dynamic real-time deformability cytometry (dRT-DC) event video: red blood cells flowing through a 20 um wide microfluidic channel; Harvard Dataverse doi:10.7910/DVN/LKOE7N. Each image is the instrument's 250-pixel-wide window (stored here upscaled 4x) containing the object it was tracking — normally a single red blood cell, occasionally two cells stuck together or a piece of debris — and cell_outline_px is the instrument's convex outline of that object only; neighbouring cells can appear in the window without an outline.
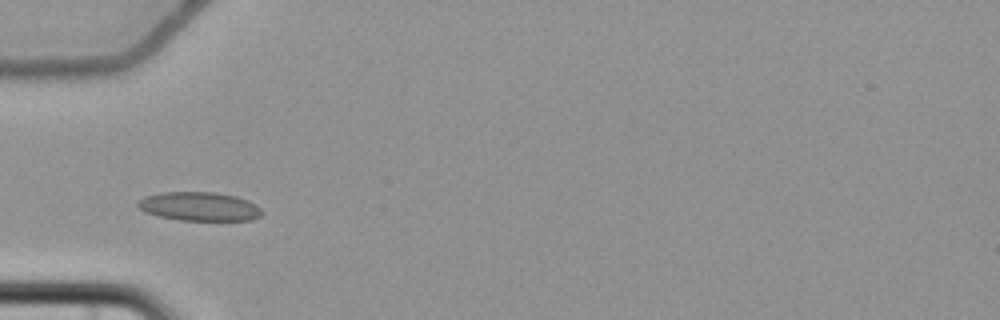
{"species": "common noctule bat (a hibernating species)", "species_latin": "Nyctalus noctula", "temperature_condition": "cold", "stored_images_in_passage": 5, "camera_frame_rate_fps": 3000, "um_per_image_px": 0.085, "animal": {"sex": "female", "body_mass_g": 22.7, "forearm_length_mm": 54.2}, "frame": {"image": 1, "passage_image": 4, "time_ms": 3.667, "image_size_px": [1000, 320], "cell_outline_px": [[264, 212], [260, 216], [252, 220], [180, 220], [160, 216], [144, 212], [136, 204], [144, 196], [160, 192], [216, 192], [236, 196], [248, 200], [260, 208]], "centroid_in_image_um": [16.95, 17.54], "position_along_channel_um": 68.0, "area_um2": 20.87}}
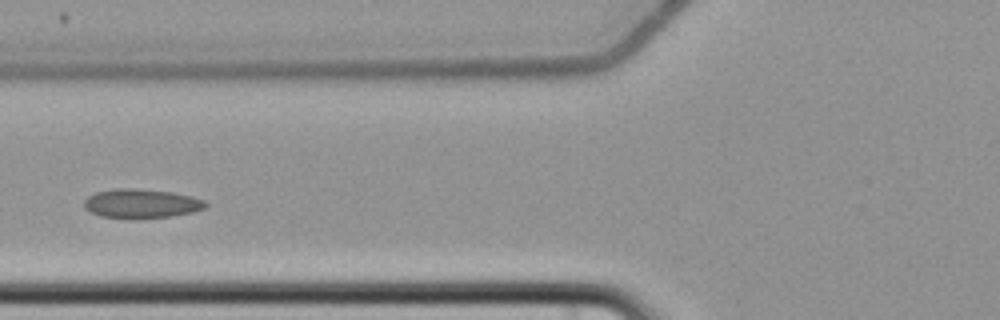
{"frame": {"image": 2, "passage_image": 5, "time_ms": 5.0, "image_size_px": [1000, 320], "cell_outline_px": [[208, 204], [204, 208], [192, 212], [172, 216], [100, 216], [84, 208], [84, 200], [88, 196], [96, 192], [116, 188], [132, 188], [172, 192], [192, 196], [204, 200]], "centroid_in_image_um": [12.02, 17.26], "position_along_channel_um": 113.8, "area_um2": 19.88}}